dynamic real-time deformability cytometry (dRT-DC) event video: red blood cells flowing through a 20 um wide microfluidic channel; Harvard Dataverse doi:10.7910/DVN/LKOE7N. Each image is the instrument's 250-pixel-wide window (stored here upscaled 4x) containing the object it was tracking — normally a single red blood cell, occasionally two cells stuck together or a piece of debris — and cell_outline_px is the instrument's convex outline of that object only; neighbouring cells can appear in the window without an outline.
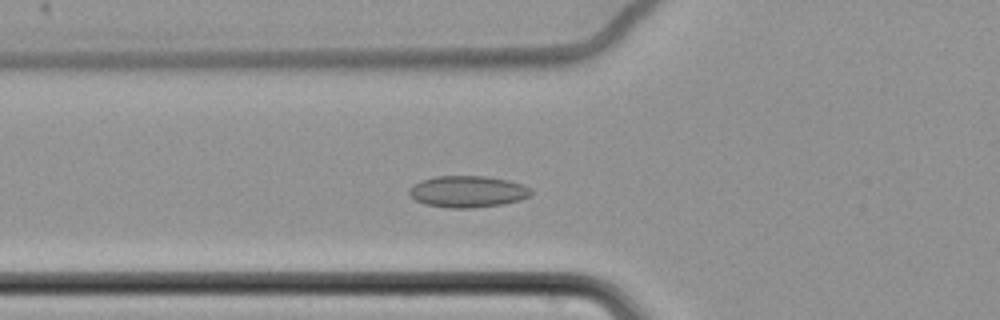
{"species": "common noctule bat (a hibernating species)", "species_latin": "Nyctalus noctula", "temperature_condition": "cold", "stored_images_in_passage": 40, "camera_frame_rate_fps": 3000, "um_per_image_px": 0.085, "animal": {"sex": "female", "body_mass_g": 22.7, "forearm_length_mm": 54.2}, "frame": {"image": 1, "passage_image": 2, "time_ms": 0.333, "image_size_px": [1000, 320], "cell_outline_px": [[532, 196], [520, 200], [504, 204], [472, 208], [448, 208], [424, 204], [416, 200], [408, 192], [412, 184], [420, 180], [436, 176], [484, 176], [508, 180], [524, 184], [532, 188]], "centroid_in_image_um": [39.78, 16.28], "position_along_channel_um": 86.0, "area_um2": 22.72}}
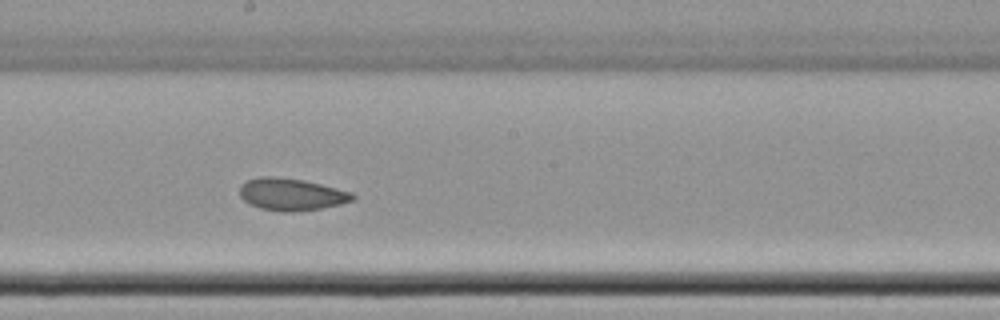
{"frame": {"image": 2, "passage_image": 14, "time_ms": 4.333, "image_size_px": [1000, 320], "cell_outline_px": [[356, 200], [340, 204], [320, 208], [288, 212], [280, 212], [260, 208], [248, 204], [240, 196], [240, 184], [248, 180], [260, 176], [272, 176], [304, 180], [352, 192], [356, 196]], "centroid_in_image_um": [24.76, 16.52], "position_along_channel_um": 223.4, "area_um2": 21.21}}
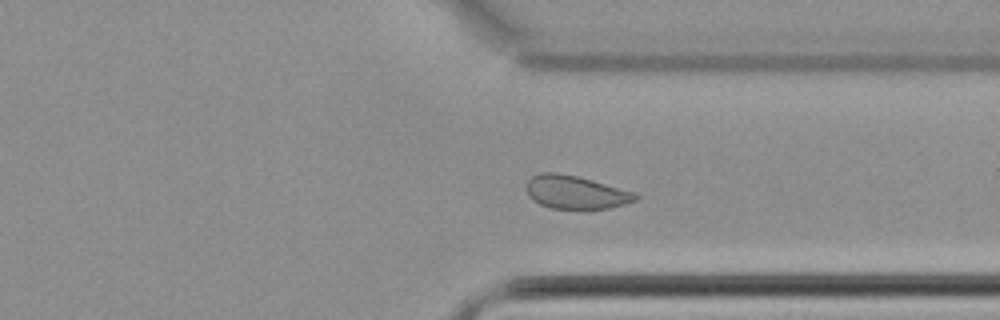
{"frame": {"image": 3, "passage_image": 26, "time_ms": 8.333, "image_size_px": [1000, 320], "cell_outline_px": [[640, 196], [636, 200], [624, 204], [608, 208], [588, 212], [584, 212], [548, 208], [532, 200], [528, 196], [528, 180], [532, 176], [540, 172], [560, 172], [592, 180], [636, 192]], "centroid_in_image_um": [48.95, 16.39], "position_along_channel_um": 362.4, "area_um2": 21.96}}